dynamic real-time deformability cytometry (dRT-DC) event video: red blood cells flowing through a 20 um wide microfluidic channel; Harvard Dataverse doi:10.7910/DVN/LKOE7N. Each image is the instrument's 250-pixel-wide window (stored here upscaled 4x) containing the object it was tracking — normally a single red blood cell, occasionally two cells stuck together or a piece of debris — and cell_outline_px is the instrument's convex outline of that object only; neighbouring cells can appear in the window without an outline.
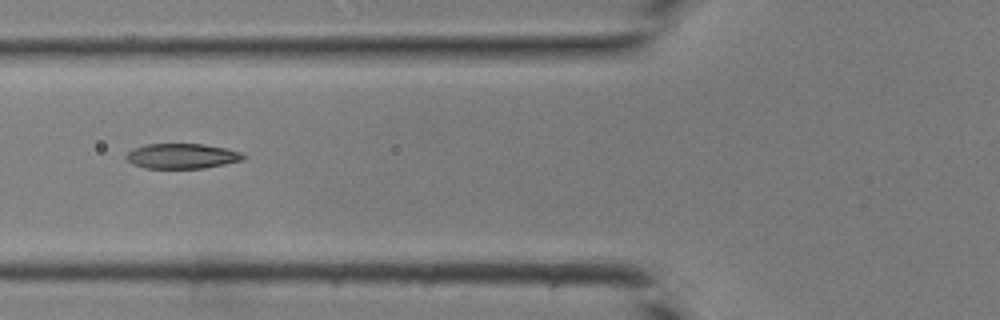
{"species": "common noctule bat (a hibernating species)", "species_latin": "Nyctalus noctula", "temperature_condition": "room temperature", "stored_images_in_passage": 29, "camera_frame_rate_fps": 3000, "um_per_image_px": 0.085, "animal": {"sex": "male", "body_mass_g": 19.0, "forearm_length_mm": 50.8}, "frame": {"image": 1, "passage_image": 5, "time_ms": 1.333, "image_size_px": [1000, 320], "cell_outline_px": [[248, 156], [244, 160], [204, 168], [144, 168], [132, 164], [124, 156], [132, 148], [148, 144], [204, 144], [224, 148], [240, 152]], "centroid_in_image_um": [15.46, 13.27], "position_along_channel_um": 110.3, "area_um2": 17.17}}
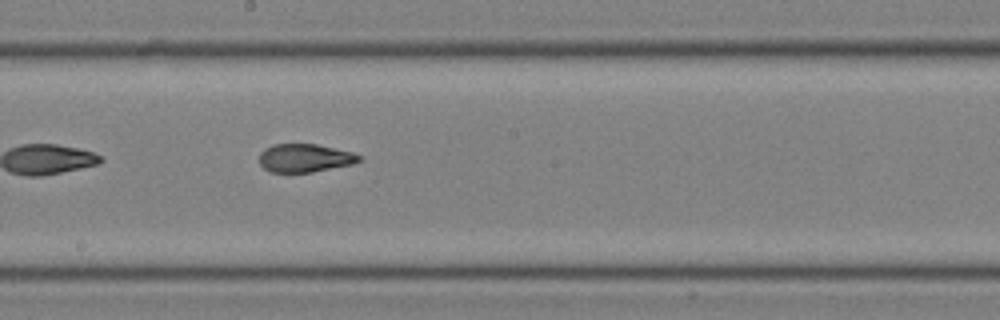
{"frame": {"image": 2, "passage_image": 12, "time_ms": 3.667, "image_size_px": [1000, 320], "cell_outline_px": [[364, 160], [352, 164], [312, 172], [272, 172], [264, 168], [260, 164], [260, 152], [264, 148], [276, 144], [316, 144], [352, 152], [364, 156]], "centroid_in_image_um": [25.95, 13.43], "position_along_channel_um": 222.2, "area_um2": 16.47}}
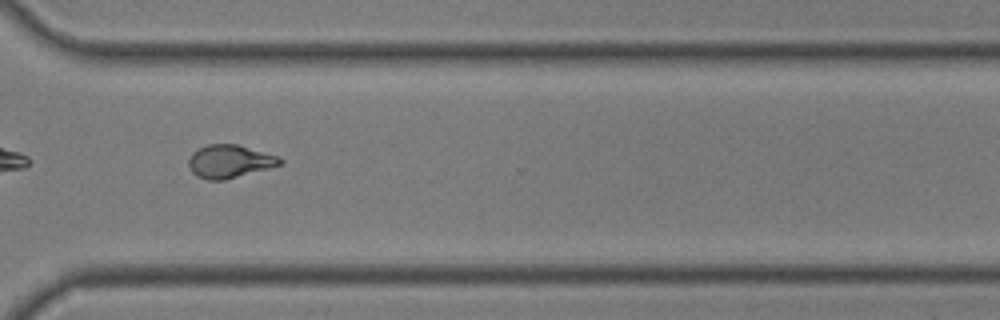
{"frame": {"image": 3, "passage_image": 20, "time_ms": 6.333, "image_size_px": [1000, 320], "cell_outline_px": [[284, 164], [224, 180], [208, 180], [196, 176], [192, 172], [188, 164], [188, 160], [192, 152], [208, 144], [236, 144], [280, 156], [284, 160]], "centroid_in_image_um": [19.54, 13.72], "position_along_channel_um": 351.1, "area_um2": 17.69}}